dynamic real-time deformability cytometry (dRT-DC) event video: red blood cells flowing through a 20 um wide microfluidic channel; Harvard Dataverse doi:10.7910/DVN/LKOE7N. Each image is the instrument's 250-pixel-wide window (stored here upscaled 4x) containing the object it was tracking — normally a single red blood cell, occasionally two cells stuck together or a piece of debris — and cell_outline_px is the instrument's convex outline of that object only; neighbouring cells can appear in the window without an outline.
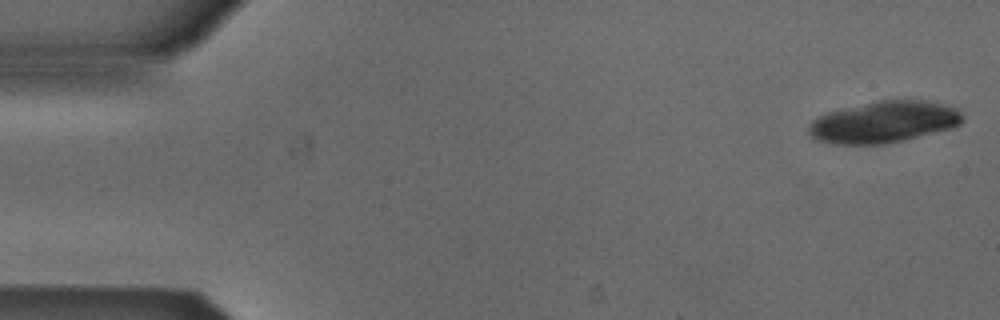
{"species": "Egyptian fruit bat (a non-hibernating species)", "species_latin": "Rousettus aegyptiacus", "temperature_condition": "cold", "stored_images_in_passage": 17, "camera_frame_rate_fps": 3000, "um_per_image_px": 0.085, "animal": {"sex": "male"}, "frame": {"image": 1, "passage_image": 1, "time_ms": 0.0, "image_size_px": [1000, 320], "cell_outline_px": [[964, 120], [960, 124], [952, 128], [904, 140], [884, 144], [832, 144], [816, 140], [808, 132], [808, 124], [812, 120], [828, 112], [880, 100], [924, 100], [944, 104], [960, 108], [964, 116]], "centroid_in_image_um": [75.17, 10.37], "position_along_channel_um": 9.8, "area_um2": 37.4}}